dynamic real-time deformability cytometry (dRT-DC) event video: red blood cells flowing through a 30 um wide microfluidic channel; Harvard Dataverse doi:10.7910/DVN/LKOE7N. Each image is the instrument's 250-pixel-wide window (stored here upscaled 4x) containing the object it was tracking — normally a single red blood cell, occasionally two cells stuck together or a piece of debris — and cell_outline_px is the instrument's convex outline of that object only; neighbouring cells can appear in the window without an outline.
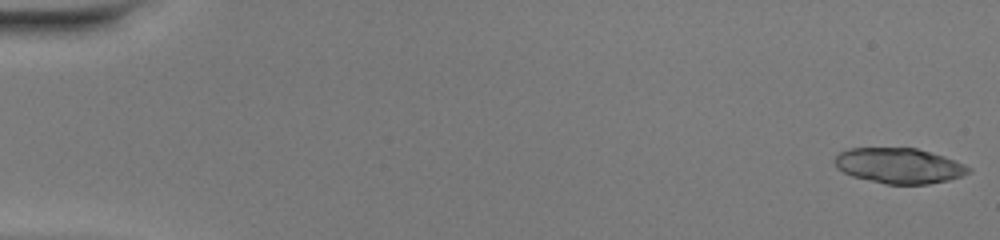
{"species": "common noctule bat (a hibernating species)", "species_latin": "Nyctalus noctula", "temperature_condition": "warm", "stored_images_in_passage": 27, "camera_frame_rate_fps": 3000, "um_per_image_px": 0.085, "animal": {"sex": "female", "body_mass_g": 20.0, "forearm_length_mm": 54.0}, "frame": {"image": 1, "passage_image": 1, "time_ms": 0.0, "image_size_px": [1000, 240], "cell_outline_px": [[972, 172], [948, 180], [928, 184], [884, 184], [852, 176], [836, 168], [832, 160], [840, 152], [848, 148], [916, 148], [944, 156], [964, 164], [972, 168]], "centroid_in_image_um": [76.4, 14.08], "position_along_channel_um": 8.6, "area_um2": 27.69}}
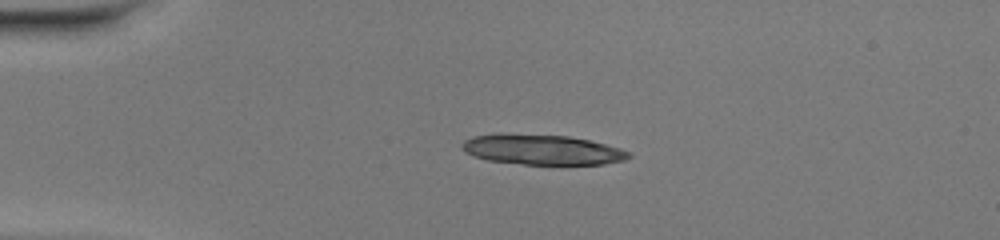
{"frame": {"image": 2, "passage_image": 12, "time_ms": 3.667, "image_size_px": [1000, 240], "cell_outline_px": [[632, 156], [624, 160], [604, 164], [524, 164], [488, 160], [472, 156], [464, 152], [460, 148], [460, 144], [464, 140], [472, 136], [496, 132], [500, 132], [568, 136], [588, 140], [620, 148], [632, 152]], "centroid_in_image_um": [46.0, 12.7], "position_along_channel_um": 39.0, "area_um2": 29.77}}